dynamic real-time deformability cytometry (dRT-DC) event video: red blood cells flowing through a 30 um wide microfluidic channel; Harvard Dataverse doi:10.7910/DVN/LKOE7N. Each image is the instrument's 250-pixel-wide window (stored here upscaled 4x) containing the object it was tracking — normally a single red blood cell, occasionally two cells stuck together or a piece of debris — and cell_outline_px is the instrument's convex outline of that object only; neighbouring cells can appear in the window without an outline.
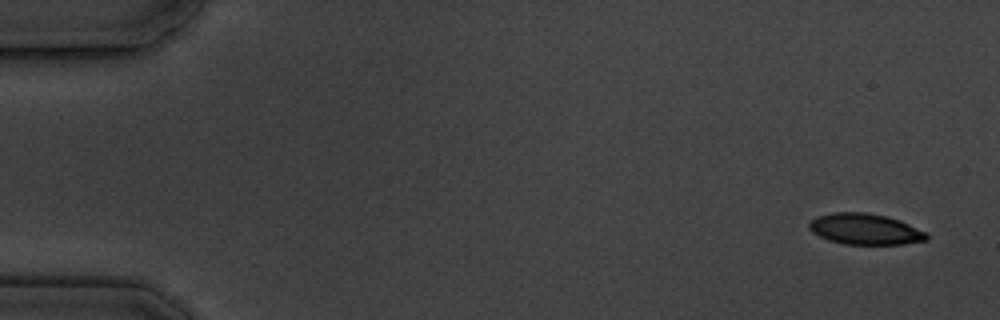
{"species": "common noctule bat (a hibernating species)", "species_latin": "Nyctalus noctula", "temperature_condition": "cold", "stored_images_in_passage": 5, "camera_frame_rate_fps": 3000, "um_per_image_px": 0.085, "animal": {"sex": "male", "body_mass_g": 19.5, "forearm_length_mm": 54.6}, "frame": {"image": 1, "passage_image": 1, "time_ms": 0.0, "image_size_px": [1000, 320], "cell_outline_px": [[928, 240], [904, 244], [844, 244], [828, 240], [812, 232], [808, 228], [808, 224], [816, 216], [832, 212], [864, 212], [888, 216], [900, 220], [928, 232]], "centroid_in_image_um": [73.55, 19.47], "position_along_channel_um": 11.4, "area_um2": 21.44}}